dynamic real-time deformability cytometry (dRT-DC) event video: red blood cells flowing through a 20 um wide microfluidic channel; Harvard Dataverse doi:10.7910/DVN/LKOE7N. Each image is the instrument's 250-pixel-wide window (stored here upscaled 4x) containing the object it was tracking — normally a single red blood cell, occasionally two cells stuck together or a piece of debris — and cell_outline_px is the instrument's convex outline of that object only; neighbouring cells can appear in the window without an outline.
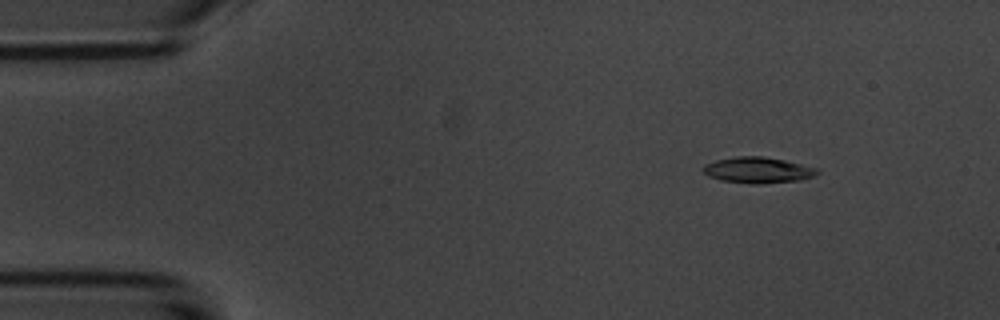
{"species": "common noctule bat (a hibernating species)", "species_latin": "Nyctalus noctula", "temperature_condition": "room temperature", "stored_images_in_passage": 6, "camera_frame_rate_fps": 3000, "um_per_image_px": 0.085, "animal": {"sex": "male", "body_mass_g": 20.1, "forearm_length_mm": 53.5}, "frame": {"image": 1, "passage_image": 1, "time_ms": 0.0, "image_size_px": [1000, 320], "cell_outline_px": [[820, 172], [812, 176], [800, 180], [760, 184], [752, 184], [720, 180], [708, 176], [704, 172], [704, 164], [716, 160], [736, 156], [764, 156], [784, 160], [820, 168]], "centroid_in_image_um": [64.44, 14.45], "position_along_channel_um": 20.6, "area_um2": 17.34}}
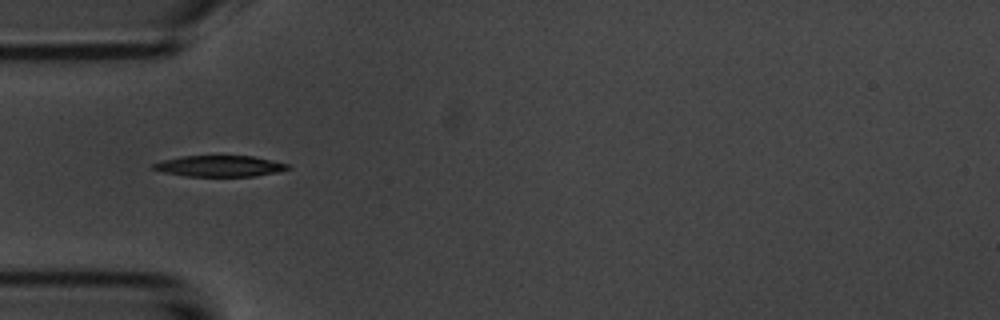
{"frame": {"image": 2, "passage_image": 4, "time_ms": 3.333, "image_size_px": [1000, 320], "cell_outline_px": [[292, 168], [280, 172], [256, 176], [184, 176], [164, 172], [152, 168], [152, 164], [160, 160], [180, 156], [252, 156], [288, 164]], "centroid_in_image_um": [18.67, 14.12], "position_along_channel_um": 66.3, "area_um2": 16.59}}
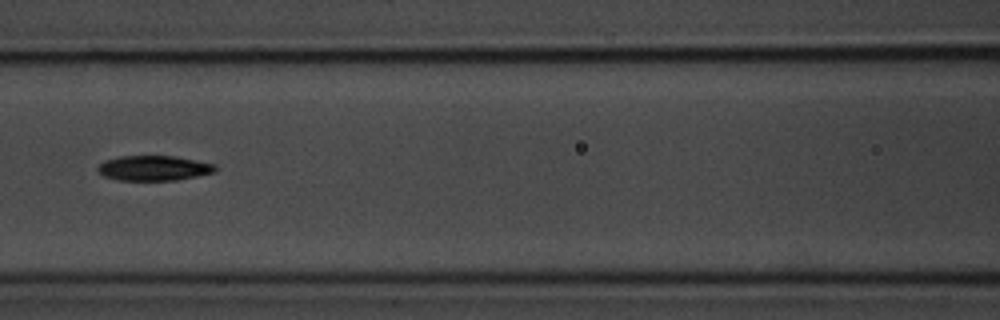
{"frame": {"image": 3, "passage_image": 6, "time_ms": 5.667, "image_size_px": [1000, 320], "cell_outline_px": [[216, 172], [176, 180], [116, 180], [104, 176], [96, 168], [104, 160], [120, 156], [176, 156], [216, 164]], "centroid_in_image_um": [13.08, 14.28], "position_along_channel_um": 153.5, "area_um2": 17.17}}